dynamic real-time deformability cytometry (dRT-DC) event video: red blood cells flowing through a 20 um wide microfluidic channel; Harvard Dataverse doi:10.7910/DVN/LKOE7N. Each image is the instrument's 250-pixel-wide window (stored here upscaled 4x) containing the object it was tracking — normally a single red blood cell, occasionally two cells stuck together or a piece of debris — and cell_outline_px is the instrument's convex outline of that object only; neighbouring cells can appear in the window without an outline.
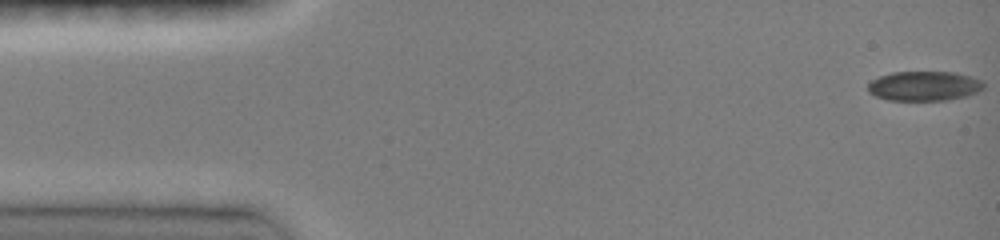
{"species": "common noctule bat (a hibernating species)", "species_latin": "Nyctalus noctula", "temperature_condition": "room temperature", "stored_images_in_passage": 47, "camera_frame_rate_fps": 3000, "um_per_image_px": 0.085, "animal": {"sex": "female", "body_mass_g": 19.0, "forearm_length_mm": 51.5}, "frame": {"image": 1, "passage_image": 1, "time_ms": 0.0, "image_size_px": [1000, 240], "cell_outline_px": [[984, 88], [968, 96], [948, 100], [888, 100], [876, 96], [868, 92], [868, 80], [892, 72], [956, 72], [972, 76], [984, 80]], "centroid_in_image_um": [78.57, 7.3], "position_along_channel_um": 6.4, "area_um2": 20.29}}
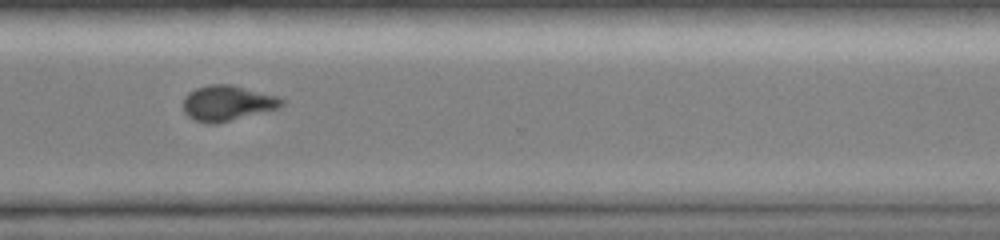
{"frame": {"image": 2, "passage_image": 35, "time_ms": 11.333, "image_size_px": [1000, 240], "cell_outline_px": [[284, 104], [280, 108], [216, 124], [208, 124], [196, 120], [188, 116], [184, 112], [184, 96], [188, 92], [196, 88], [208, 84], [232, 84], [276, 96], [284, 100]], "centroid_in_image_um": [19.32, 8.76], "position_along_channel_um": 351.3, "area_um2": 20.35}}
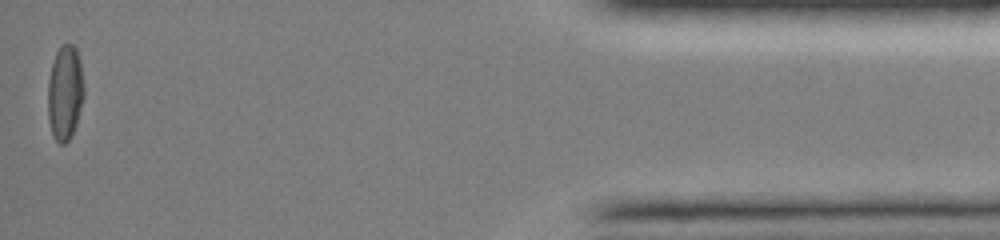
{"frame": {"image": 3, "passage_image": 46, "time_ms": 15.0, "image_size_px": [1000, 240], "cell_outline_px": [[84, 96], [76, 124], [72, 136], [64, 144], [60, 144], [56, 140], [52, 132], [48, 120], [48, 80], [52, 64], [56, 52], [60, 44], [72, 44], [76, 48], [80, 60], [84, 84]], "centroid_in_image_um": [5.53, 7.86], "position_along_channel_um": 429.7, "area_um2": 20.11}}